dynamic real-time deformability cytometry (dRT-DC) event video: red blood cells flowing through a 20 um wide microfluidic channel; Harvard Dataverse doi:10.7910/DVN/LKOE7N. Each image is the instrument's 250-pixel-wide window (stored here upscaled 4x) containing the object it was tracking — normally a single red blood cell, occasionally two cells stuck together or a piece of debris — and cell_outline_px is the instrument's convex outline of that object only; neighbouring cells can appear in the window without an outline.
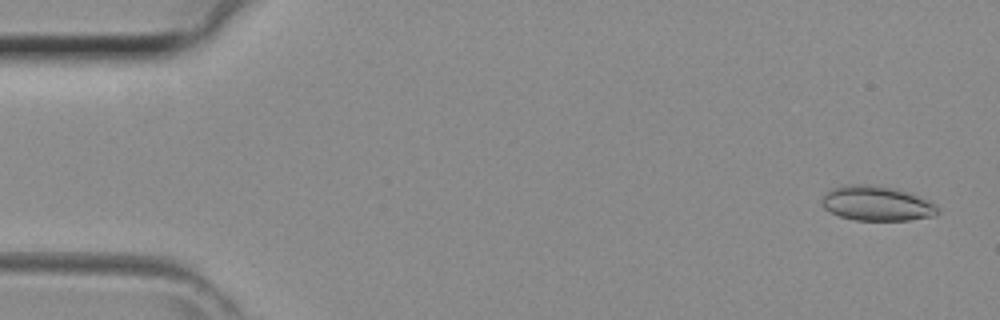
{"species": "common noctule bat (a hibernating species)", "species_latin": "Nyctalus noctula", "temperature_condition": "room temperature", "stored_images_in_passage": 43, "camera_frame_rate_fps": 3000, "um_per_image_px": 0.085, "animal": {"sex": "female", "body_mass_g": 29.2, "forearm_length_mm": 56.3}, "frame": {"image": 1, "passage_image": 2, "time_ms": 0.333, "image_size_px": [1000, 320], "cell_outline_px": [[940, 212], [936, 216], [908, 220], [856, 220], [840, 216], [824, 208], [820, 204], [820, 200], [832, 188], [892, 188], [932, 200], [940, 208]], "centroid_in_image_um": [74.64, 17.37], "position_along_channel_um": 10.4, "area_um2": 22.43}}
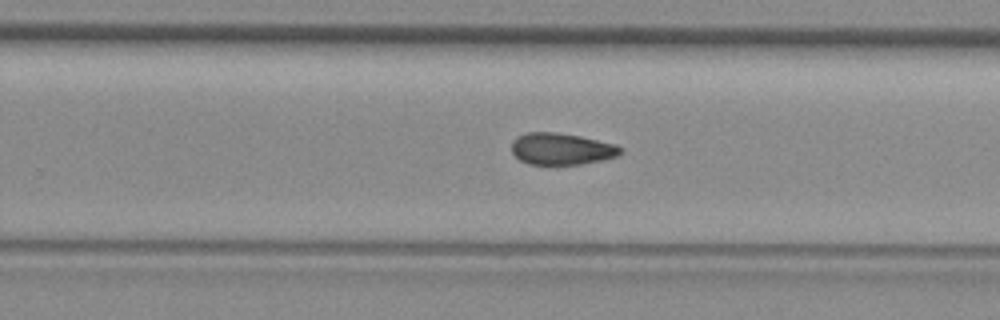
{"frame": {"image": 2, "passage_image": 27, "time_ms": 8.667, "image_size_px": [1000, 320], "cell_outline_px": [[620, 152], [616, 156], [600, 160], [580, 164], [528, 164], [520, 160], [512, 152], [512, 140], [516, 136], [528, 132], [556, 132], [580, 136], [612, 144], [620, 148]], "centroid_in_image_um": [47.64, 12.65], "position_along_channel_um": 282.2, "area_um2": 19.77}}
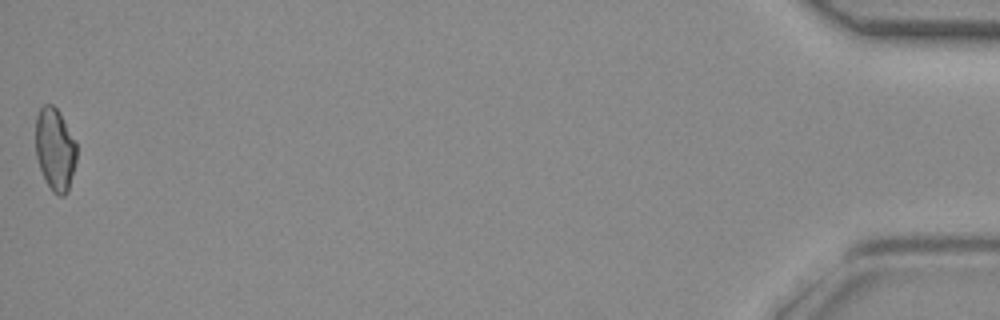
{"frame": {"image": 3, "passage_image": 43, "time_ms": 14.0, "image_size_px": [1000, 320], "cell_outline_px": [[76, 160], [68, 192], [64, 196], [60, 196], [52, 192], [44, 180], [36, 156], [36, 116], [40, 108], [44, 104], [52, 104], [60, 112], [76, 144]], "centroid_in_image_um": [4.67, 12.71], "position_along_channel_um": 430.5, "area_um2": 19.77}}